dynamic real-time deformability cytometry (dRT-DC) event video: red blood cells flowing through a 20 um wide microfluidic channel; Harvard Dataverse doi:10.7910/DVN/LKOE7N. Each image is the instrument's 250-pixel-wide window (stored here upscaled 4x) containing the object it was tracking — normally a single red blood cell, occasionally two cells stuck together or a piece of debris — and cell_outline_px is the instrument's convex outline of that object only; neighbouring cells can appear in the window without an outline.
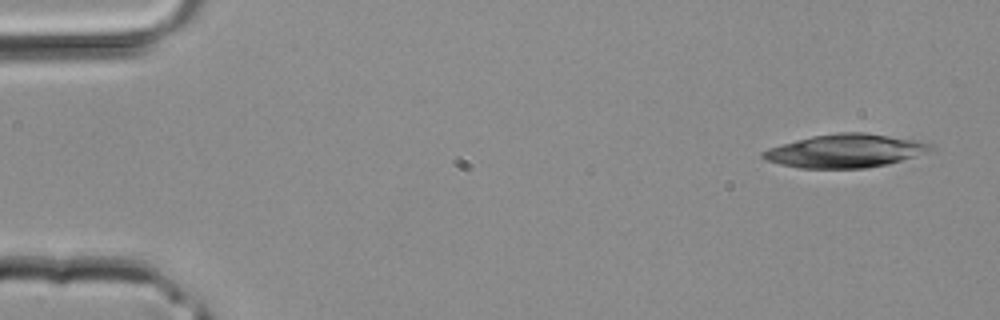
{"species": "common noctule bat (a hibernating species)", "species_latin": "Nyctalus noctula", "temperature_condition": "room temperature", "stored_images_in_passage": 2, "camera_frame_rate_fps": 3000, "um_per_image_px": 0.085, "animal": {"sex": "male", "body_mass_g": 20.4}, "frame": {"image": 1, "passage_image": 2, "time_ms": 0.333, "image_size_px": [1000, 320], "cell_outline_px": [[932, 148], [912, 156], [888, 164], [864, 168], [800, 168], [780, 164], [764, 160], [760, 156], [760, 152], [768, 148], [780, 144], [812, 136], [840, 132], [864, 132], [916, 140], [932, 144]], "centroid_in_image_um": [71.74, 12.82], "position_along_channel_um": 13.3, "area_um2": 32.25}}